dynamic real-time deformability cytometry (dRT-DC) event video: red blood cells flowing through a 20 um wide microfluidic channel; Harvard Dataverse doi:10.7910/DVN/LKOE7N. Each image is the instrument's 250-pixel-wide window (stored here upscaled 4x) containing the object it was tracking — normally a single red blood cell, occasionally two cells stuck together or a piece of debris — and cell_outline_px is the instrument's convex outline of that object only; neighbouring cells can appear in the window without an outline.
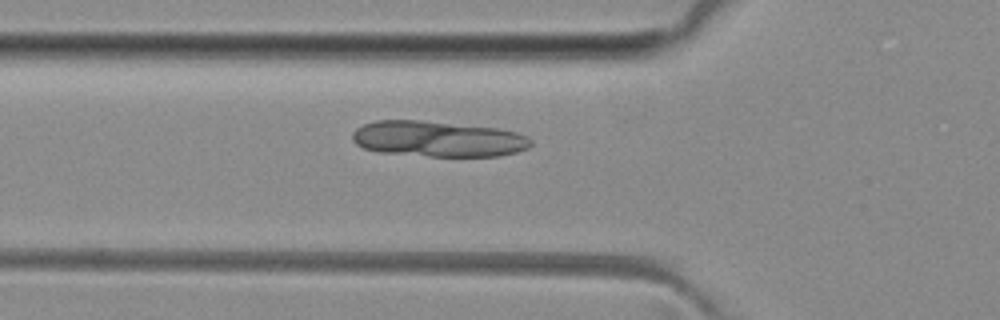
{"species": "common noctule bat (a hibernating species)", "species_latin": "Nyctalus noctula", "temperature_condition": "room temperature", "stored_images_in_passage": 7, "camera_frame_rate_fps": 3000, "um_per_image_px": 0.085, "animal": {"sex": "female", "body_mass_g": 29.2, "forearm_length_mm": 56.3}, "frame": {"image": 1, "passage_image": 7, "time_ms": 7.0, "image_size_px": [1000, 320], "cell_outline_px": [[532, 144], [528, 148], [516, 152], [500, 156], [428, 156], [380, 152], [364, 148], [356, 144], [352, 140], [352, 132], [356, 128], [364, 124], [376, 120], [420, 120], [496, 128], [516, 132], [528, 136], [532, 140]], "centroid_in_image_um": [37.22, 11.81], "position_along_channel_um": 88.6, "area_um2": 37.22}}